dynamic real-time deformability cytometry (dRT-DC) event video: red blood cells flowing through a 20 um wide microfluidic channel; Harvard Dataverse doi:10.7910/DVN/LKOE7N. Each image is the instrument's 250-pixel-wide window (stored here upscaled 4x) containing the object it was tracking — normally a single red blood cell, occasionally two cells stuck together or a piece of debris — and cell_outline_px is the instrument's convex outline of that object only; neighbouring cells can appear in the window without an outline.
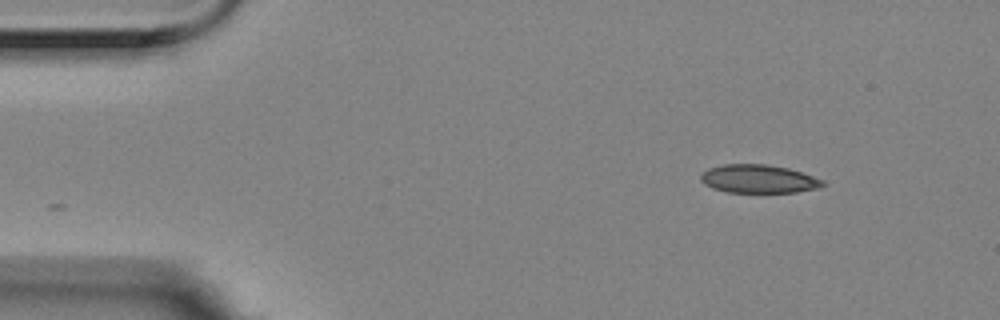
{"species": "Egyptian fruit bat (a non-hibernating species)", "species_latin": "Rousettus aegyptiacus", "temperature_condition": "room temperature", "stored_images_in_passage": 3, "segment_of_instrument_passage": [2, 2], "camera_frame_rate_fps": 3000, "um_per_image_px": 0.085, "animal": {"sex": "female"}, "frame": {"image": 1, "passage_image": 3, "time_ms": 0.667, "image_size_px": [1000, 320], "cell_outline_px": [[824, 184], [820, 188], [796, 192], [728, 192], [712, 188], [704, 184], [700, 180], [700, 176], [708, 168], [724, 164], [764, 164], [788, 168], [824, 180]], "centroid_in_image_um": [64.46, 15.21], "position_along_channel_um": 20.5, "area_um2": 20.06}}